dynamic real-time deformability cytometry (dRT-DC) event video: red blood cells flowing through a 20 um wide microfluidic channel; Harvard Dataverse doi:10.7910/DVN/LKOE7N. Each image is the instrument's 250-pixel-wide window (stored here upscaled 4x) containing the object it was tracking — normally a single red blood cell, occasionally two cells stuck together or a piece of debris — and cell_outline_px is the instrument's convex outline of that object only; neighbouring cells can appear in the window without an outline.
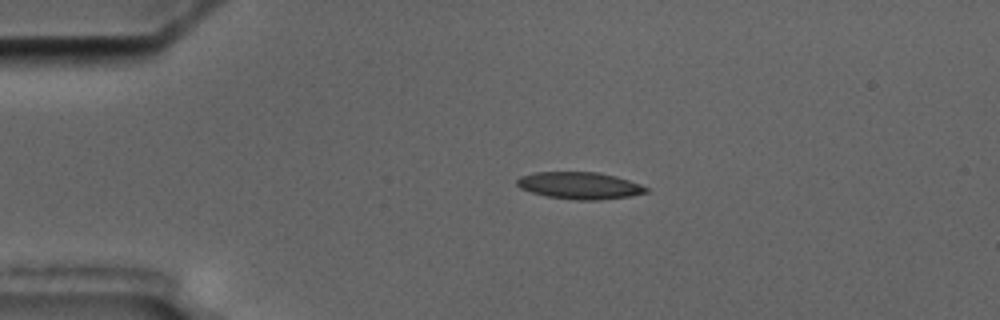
{"species": "common noctule bat (a hibernating species)", "species_latin": "Nyctalus noctula", "temperature_condition": "cold", "stored_images_in_passage": 2, "camera_frame_rate_fps": 3000, "um_per_image_px": 0.085, "animal": {"sex": "male", "body_mass_g": 17.5, "forearm_length_mm": 52.3}, "frame": {"image": 1, "passage_image": 1, "time_ms": 0.0, "image_size_px": [1000, 320], "cell_outline_px": [[648, 192], [632, 196], [600, 200], [576, 200], [548, 196], [532, 192], [520, 188], [516, 184], [516, 180], [520, 176], [536, 172], [596, 172], [616, 176], [640, 184], [648, 188]], "centroid_in_image_um": [49.28, 15.77], "position_along_channel_um": 35.7, "area_um2": 20.29}}